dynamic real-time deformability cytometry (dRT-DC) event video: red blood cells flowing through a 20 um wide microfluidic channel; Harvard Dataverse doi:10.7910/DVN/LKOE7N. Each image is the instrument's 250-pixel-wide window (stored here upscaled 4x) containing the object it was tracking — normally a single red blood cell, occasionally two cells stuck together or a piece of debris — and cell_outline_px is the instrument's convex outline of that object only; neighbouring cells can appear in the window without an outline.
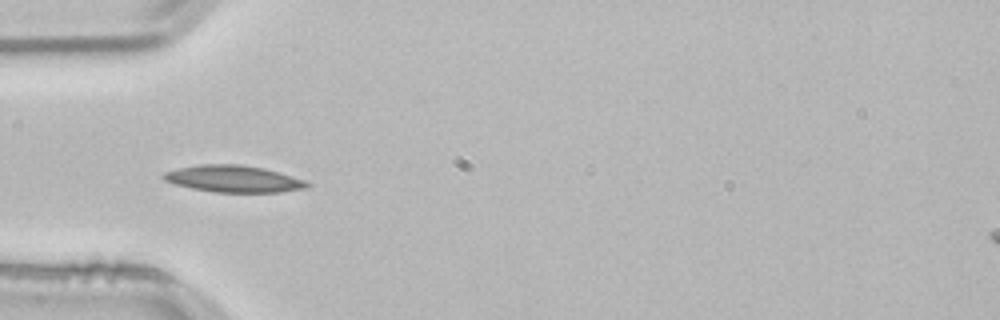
{"species": "common noctule bat (a hibernating species)", "species_latin": "Nyctalus noctula", "temperature_condition": "room temperature", "stored_images_in_passage": 38, "camera_frame_rate_fps": 3000, "um_per_image_px": 0.085, "animal": {"sex": "male", "body_mass_g": 21.5, "forearm_length_mm": 52.0}, "frame": {"image": 1, "passage_image": 1, "time_ms": 0.0, "image_size_px": [1000, 320], "cell_outline_px": [[312, 184], [308, 188], [280, 192], [216, 192], [192, 188], [176, 184], [164, 180], [160, 176], [164, 172], [180, 168], [200, 164], [240, 164], [264, 168], [304, 180]], "centroid_in_image_um": [19.86, 15.2], "position_along_channel_um": 65.1, "area_um2": 22.31}}
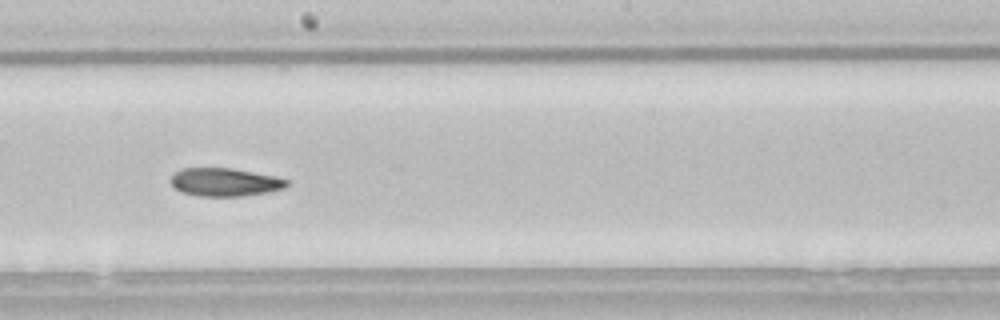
{"frame": {"image": 2, "passage_image": 14, "time_ms": 4.333, "image_size_px": [1000, 320], "cell_outline_px": [[288, 184], [284, 188], [268, 192], [244, 196], [200, 196], [184, 192], [176, 188], [172, 184], [172, 176], [180, 168], [232, 168], [272, 176], [288, 180]], "centroid_in_image_um": [19.12, 15.48], "position_along_channel_um": 229.1, "area_um2": 18.73}}
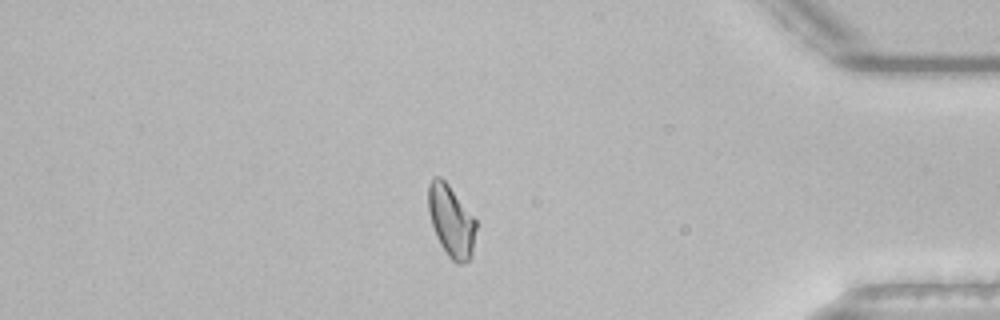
{"frame": {"image": 3, "passage_image": 30, "time_ms": 9.667, "image_size_px": [1000, 320], "cell_outline_px": [[476, 228], [472, 256], [468, 260], [460, 264], [456, 264], [448, 256], [440, 244], [436, 236], [432, 224], [428, 208], [428, 184], [432, 176], [440, 176], [448, 184], [476, 220]], "centroid_in_image_um": [38.34, 18.78], "position_along_channel_um": 396.9, "area_um2": 19.88}, "authors_computed_cell_mechanics": {"area_um2": 19.9988, "velocity_mm_per_s": 3.7904, "shape_relaxation_time_tau1_ms": 6.8405, "shape_relaxation_time_tau2_ms": 6.0662, "deformation_change_tau1": 0.1484, "deformation_change_tau2": 0.1201}}